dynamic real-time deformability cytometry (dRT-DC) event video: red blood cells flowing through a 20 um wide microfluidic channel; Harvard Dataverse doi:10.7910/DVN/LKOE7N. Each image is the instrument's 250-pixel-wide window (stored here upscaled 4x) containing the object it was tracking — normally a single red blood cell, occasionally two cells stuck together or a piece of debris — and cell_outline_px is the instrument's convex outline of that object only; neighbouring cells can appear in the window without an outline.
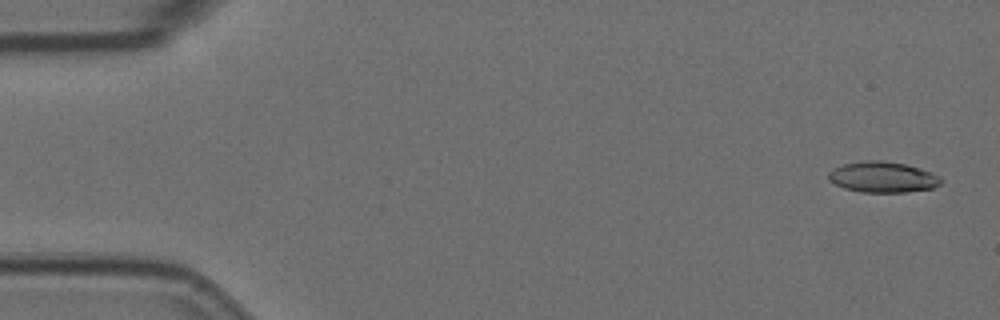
{"species": "Egyptian fruit bat (a non-hibernating species)", "species_latin": "Rousettus aegyptiacus", "temperature_condition": "room temperature", "stored_images_in_passage": 4, "camera_frame_rate_fps": 3000, "um_per_image_px": 0.085, "animal": {"sex": "female"}, "frame": {"image": 1, "passage_image": 1, "time_ms": 0.0, "image_size_px": [1000, 320], "cell_outline_px": [[944, 180], [940, 184], [932, 188], [908, 192], [860, 192], [844, 188], [828, 180], [828, 172], [832, 168], [844, 164], [864, 160], [880, 160], [904, 164], [920, 168], [932, 172], [940, 176]], "centroid_in_image_um": [75.03, 15.05], "position_along_channel_um": 10.0, "area_um2": 20.35}}
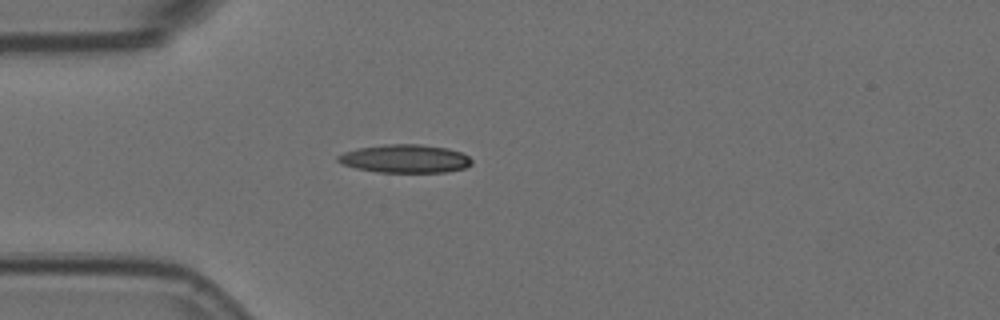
{"frame": {"image": 2, "passage_image": 4, "time_ms": 1.0, "image_size_px": [1000, 320], "cell_outline_px": [[472, 164], [464, 168], [444, 172], [376, 172], [356, 168], [344, 164], [336, 160], [336, 156], [344, 152], [356, 148], [384, 144], [420, 144], [448, 148], [460, 152], [468, 156], [472, 160]], "centroid_in_image_um": [34.41, 13.48], "position_along_channel_um": 50.6, "area_um2": 22.08}}